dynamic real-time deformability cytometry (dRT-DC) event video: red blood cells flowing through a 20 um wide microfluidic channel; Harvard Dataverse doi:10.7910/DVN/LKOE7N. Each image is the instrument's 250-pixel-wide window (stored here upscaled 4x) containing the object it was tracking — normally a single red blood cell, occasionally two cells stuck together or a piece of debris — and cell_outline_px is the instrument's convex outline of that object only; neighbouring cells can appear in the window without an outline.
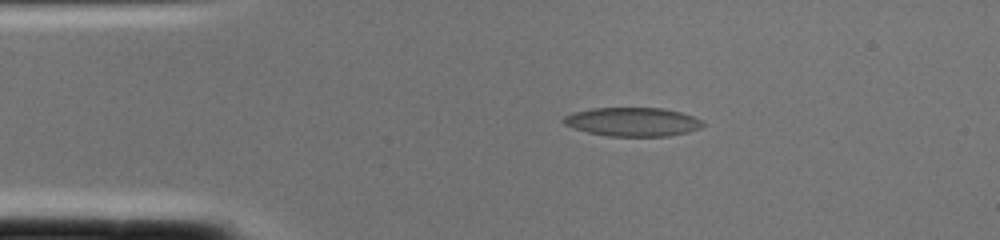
{"species": "common noctule bat (a hibernating species)", "species_latin": "Nyctalus noctula", "temperature_condition": "cold", "stored_images_in_passage": 1, "camera_frame_rate_fps": 3000, "um_per_image_px": 0.085, "animal": {"sex": "female", "body_mass_g": 22.0, "forearm_length_mm": 56.7}, "frame": {"image": 1, "passage_image": 1, "time_ms": 0.0, "image_size_px": [1000, 240], "cell_outline_px": [[704, 124], [700, 128], [688, 132], [668, 136], [608, 136], [588, 132], [572, 128], [564, 124], [560, 120], [564, 116], [572, 112], [592, 108], [664, 108], [680, 112], [704, 120]], "centroid_in_image_um": [53.75, 10.35], "position_along_channel_um": 31.3, "area_um2": 23.52}}